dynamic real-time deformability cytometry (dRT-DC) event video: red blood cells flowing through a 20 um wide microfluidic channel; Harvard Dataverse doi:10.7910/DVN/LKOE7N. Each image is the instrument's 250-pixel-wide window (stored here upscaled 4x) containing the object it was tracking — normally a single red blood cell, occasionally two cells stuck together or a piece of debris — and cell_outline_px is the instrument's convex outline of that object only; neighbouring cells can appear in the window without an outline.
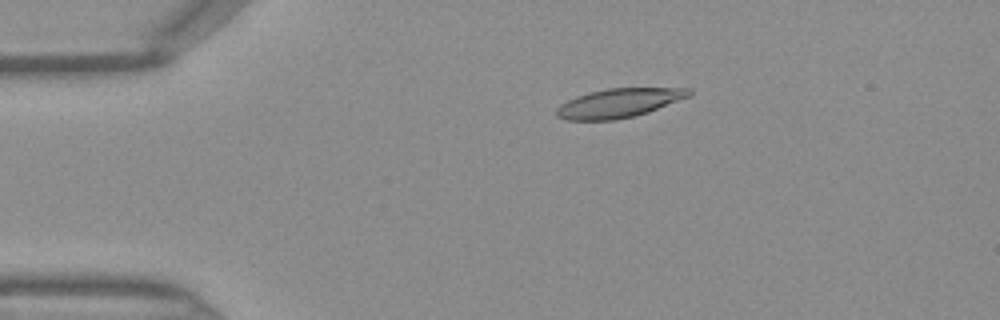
{"species": "Egyptian fruit bat (a non-hibernating species)", "species_latin": "Rousettus aegyptiacus", "temperature_condition": "warm", "stored_images_in_passage": 46, "camera_frame_rate_fps": 3000, "um_per_image_px": 0.085, "frame": {"image": 1, "passage_image": 9, "time_ms": 2.667, "image_size_px": [1000, 320], "cell_outline_px": [[692, 96], [648, 112], [616, 120], [568, 120], [556, 116], [556, 108], [560, 104], [576, 96], [588, 92], [608, 88], [688, 88], [692, 92]], "centroid_in_image_um": [52.61, 8.75], "position_along_channel_um": 32.4, "area_um2": 22.48}}
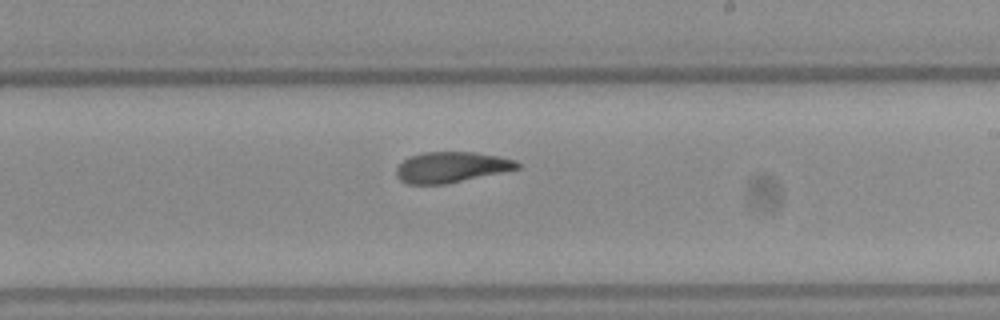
{"frame": {"image": 2, "passage_image": 27, "time_ms": 8.667, "image_size_px": [1000, 320], "cell_outline_px": [[520, 168], [444, 184], [408, 184], [400, 180], [396, 176], [396, 168], [404, 160], [412, 156], [424, 152], [476, 152], [500, 156], [516, 160], [520, 164]], "centroid_in_image_um": [38.36, 14.2], "position_along_channel_um": 250.6, "area_um2": 21.44}}
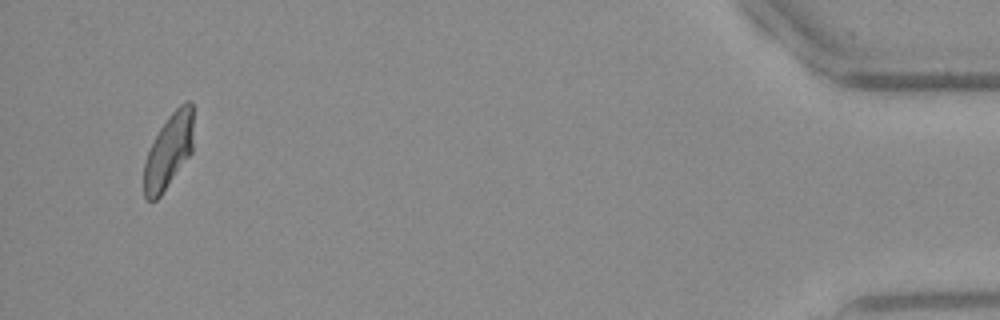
{"frame": {"image": 3, "passage_image": 44, "time_ms": 14.333, "image_size_px": [1000, 320], "cell_outline_px": [[192, 152], [160, 196], [156, 200], [148, 200], [144, 196], [144, 160], [160, 128], [168, 116], [184, 100], [192, 100]], "centroid_in_image_um": [14.33, 12.82], "position_along_channel_um": 420.9, "area_um2": 21.27}}